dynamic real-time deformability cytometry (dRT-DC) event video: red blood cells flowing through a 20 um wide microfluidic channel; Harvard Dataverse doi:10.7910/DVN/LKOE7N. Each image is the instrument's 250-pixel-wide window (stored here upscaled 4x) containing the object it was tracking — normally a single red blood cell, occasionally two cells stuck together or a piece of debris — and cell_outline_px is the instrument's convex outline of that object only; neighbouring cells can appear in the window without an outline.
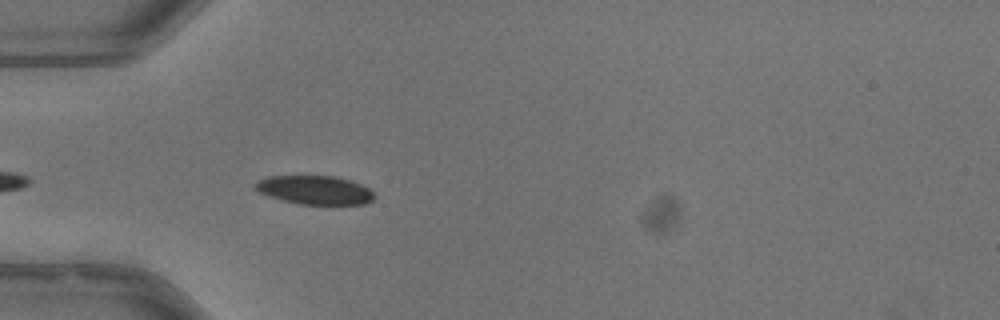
{"species": "common noctule bat (a hibernating species)", "species_latin": "Nyctalus noctula", "temperature_condition": "warm", "stored_images_in_passage": 9, "camera_frame_rate_fps": 3000, "um_per_image_px": 0.085, "animal": {"sex": "male", "body_mass_g": 13.3}, "frame": {"image": 1, "passage_image": 3, "time_ms": 0.667, "image_size_px": [1000, 320], "cell_outline_px": [[376, 196], [372, 200], [364, 204], [300, 204], [280, 200], [260, 192], [256, 188], [256, 184], [260, 180], [268, 176], [336, 176], [360, 184], [368, 188]], "centroid_in_image_um": [26.78, 16.15], "position_along_channel_um": 58.2, "area_um2": 19.65}}